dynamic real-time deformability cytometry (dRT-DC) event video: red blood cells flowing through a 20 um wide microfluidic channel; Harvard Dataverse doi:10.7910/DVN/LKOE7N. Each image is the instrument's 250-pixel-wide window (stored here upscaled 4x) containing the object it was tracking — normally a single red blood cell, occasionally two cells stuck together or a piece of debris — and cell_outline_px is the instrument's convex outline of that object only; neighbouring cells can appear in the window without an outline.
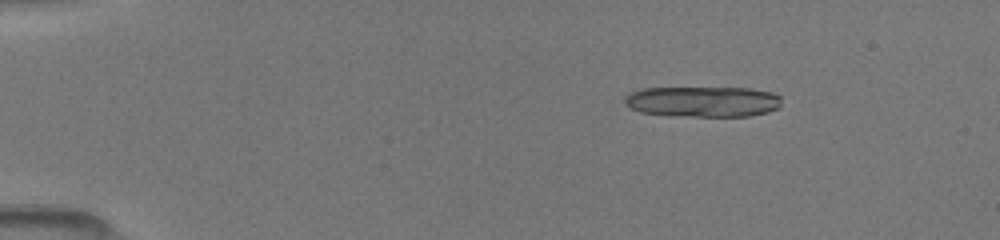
{"species": "common noctule bat (a hibernating species)", "species_latin": "Nyctalus noctula", "temperature_condition": "room temperature", "stored_images_in_passage": 4, "camera_frame_rate_fps": 3000, "um_per_image_px": 0.085, "animal": {"sex": "female", "body_mass_g": 19.5, "forearm_length_mm": 54.1}, "frame": {"image": 1, "passage_image": 2, "time_ms": 2.0, "image_size_px": [1000, 240], "cell_outline_px": [[780, 108], [768, 112], [748, 116], [668, 116], [640, 112], [628, 108], [624, 104], [624, 96], [628, 92], [640, 88], [752, 88], [772, 92], [780, 96]], "centroid_in_image_um": [59.69, 8.64], "position_along_channel_um": 25.3, "area_um2": 28.55}}